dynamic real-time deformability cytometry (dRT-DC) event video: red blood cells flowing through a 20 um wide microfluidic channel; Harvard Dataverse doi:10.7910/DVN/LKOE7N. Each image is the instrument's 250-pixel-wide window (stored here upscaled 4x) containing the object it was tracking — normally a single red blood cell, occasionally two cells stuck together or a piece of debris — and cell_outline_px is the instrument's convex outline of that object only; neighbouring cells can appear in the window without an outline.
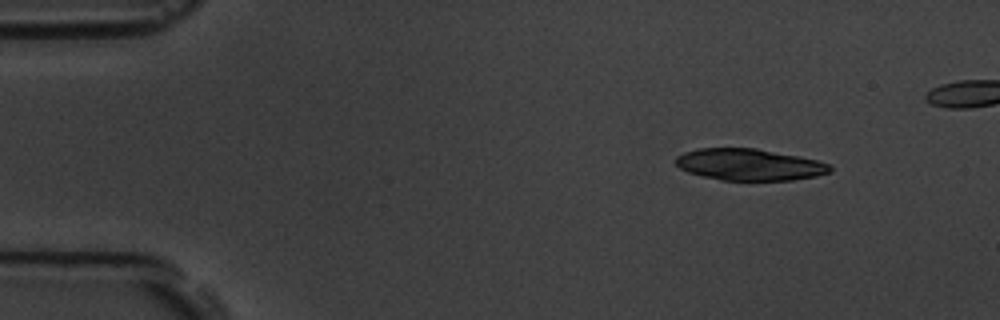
{"species": "common noctule bat (a hibernating species)", "species_latin": "Nyctalus noctula", "temperature_condition": "room temperature", "stored_images_in_passage": 7, "camera_frame_rate_fps": 3000, "um_per_image_px": 0.085, "animal": {"sex": "male", "body_mass_g": 19.5, "forearm_length_mm": 54.6}, "frame": {"image": 1, "passage_image": 2, "time_ms": 1.0, "image_size_px": [1000, 320], "cell_outline_px": [[832, 172], [816, 176], [792, 180], [720, 180], [688, 172], [680, 168], [676, 164], [676, 156], [684, 152], [696, 148], [756, 148], [800, 156], [816, 160], [828, 164], [832, 168]], "centroid_in_image_um": [63.69, 13.98], "position_along_channel_um": 21.3, "area_um2": 28.44}}
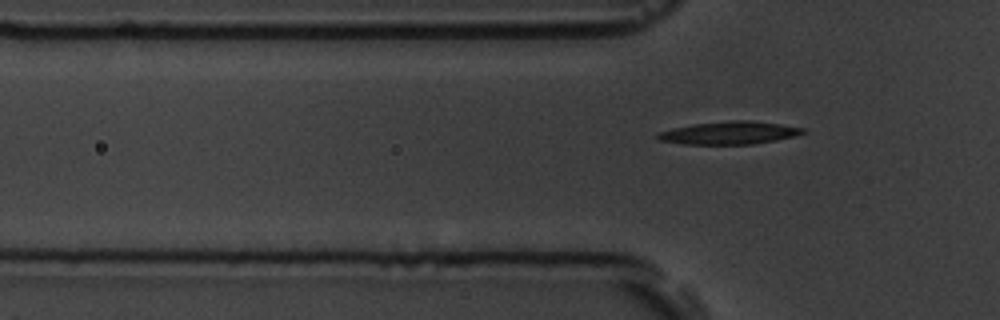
{"frame": {"image": 2, "passage_image": 7, "time_ms": 7.667, "image_size_px": [1000, 320], "cell_outline_px": [[808, 132], [796, 136], [776, 140], [752, 144], [684, 144], [660, 140], [656, 136], [660, 132], [672, 128], [692, 124], [732, 120], [748, 120], [780, 124], [808, 128]], "centroid_in_image_um": [62.07, 11.29], "position_along_channel_um": 63.7, "area_um2": 19.36}}